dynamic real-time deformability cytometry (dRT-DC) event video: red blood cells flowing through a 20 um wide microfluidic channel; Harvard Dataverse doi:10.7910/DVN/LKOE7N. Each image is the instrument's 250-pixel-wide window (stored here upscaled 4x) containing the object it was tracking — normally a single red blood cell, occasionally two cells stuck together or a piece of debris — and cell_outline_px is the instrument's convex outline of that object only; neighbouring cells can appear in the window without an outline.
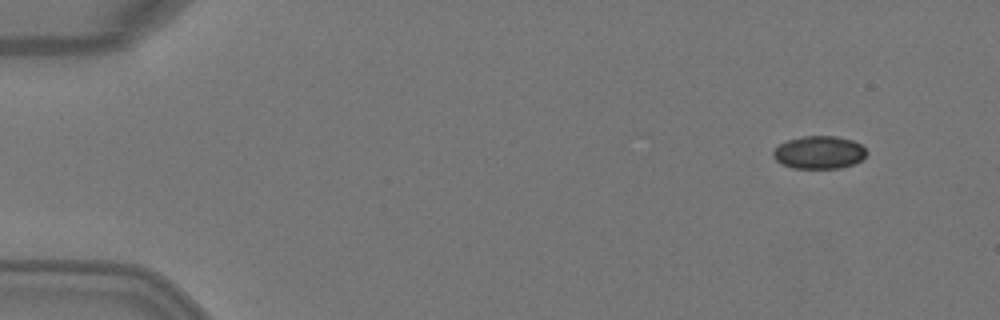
{"species": "Egyptian fruit bat (a non-hibernating species)", "species_latin": "Rousettus aegyptiacus", "temperature_condition": "warm", "stored_images_in_passage": 4, "camera_frame_rate_fps": 3000, "um_per_image_px": 0.085, "animal": {"sex": "female"}, "frame": {"image": 1, "passage_image": 1, "time_ms": 0.0, "image_size_px": [1000, 320], "cell_outline_px": [[868, 152], [860, 160], [852, 164], [840, 168], [792, 168], [776, 160], [772, 156], [772, 152], [780, 144], [788, 140], [804, 136], [836, 136], [852, 140], [860, 144]], "centroid_in_image_um": [69.62, 12.95], "position_along_channel_um": 15.4, "area_um2": 17.69}}
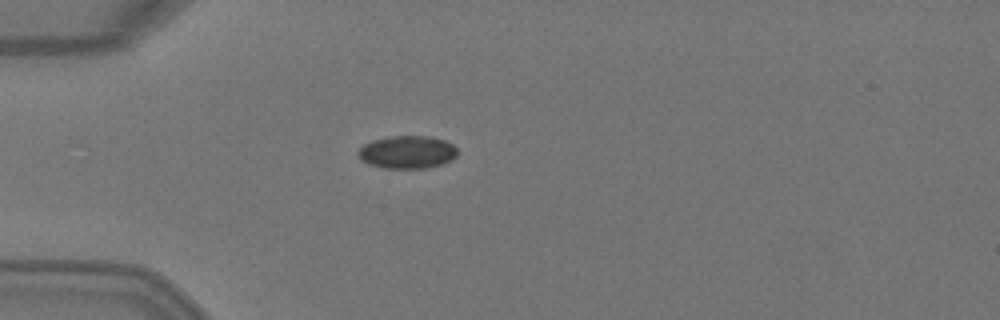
{"frame": {"image": 2, "passage_image": 4, "time_ms": 1.0, "image_size_px": [1000, 320], "cell_outline_px": [[456, 156], [452, 160], [444, 164], [428, 168], [384, 168], [368, 164], [360, 160], [356, 152], [364, 144], [372, 140], [392, 136], [432, 136], [444, 140], [452, 144], [456, 148]], "centroid_in_image_um": [34.61, 12.94], "position_along_channel_um": 50.4, "area_um2": 19.19}}